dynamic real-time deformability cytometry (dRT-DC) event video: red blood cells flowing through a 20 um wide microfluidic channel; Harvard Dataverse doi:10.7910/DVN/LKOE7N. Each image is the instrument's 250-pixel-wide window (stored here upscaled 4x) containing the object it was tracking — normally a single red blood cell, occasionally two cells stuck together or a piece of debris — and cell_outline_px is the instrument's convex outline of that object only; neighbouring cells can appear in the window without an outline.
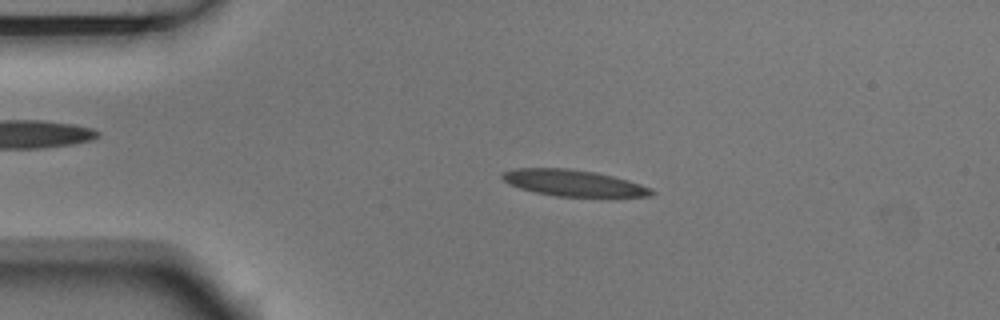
{"species": "Egyptian fruit bat (a non-hibernating species)", "species_latin": "Rousettus aegyptiacus", "temperature_condition": "room temperature", "stored_images_in_passage": 4, "camera_frame_rate_fps": 3000, "um_per_image_px": 0.085, "animal": {"sex": "male"}, "frame": {"image": 1, "passage_image": 3, "time_ms": 0.667, "image_size_px": [1000, 320], "cell_outline_px": [[656, 192], [648, 196], [556, 196], [536, 192], [520, 188], [508, 184], [500, 176], [504, 172], [512, 168], [568, 168], [596, 172], [628, 180], [652, 188]], "centroid_in_image_um": [48.71, 15.54], "position_along_channel_um": 36.3, "area_um2": 22.72}}